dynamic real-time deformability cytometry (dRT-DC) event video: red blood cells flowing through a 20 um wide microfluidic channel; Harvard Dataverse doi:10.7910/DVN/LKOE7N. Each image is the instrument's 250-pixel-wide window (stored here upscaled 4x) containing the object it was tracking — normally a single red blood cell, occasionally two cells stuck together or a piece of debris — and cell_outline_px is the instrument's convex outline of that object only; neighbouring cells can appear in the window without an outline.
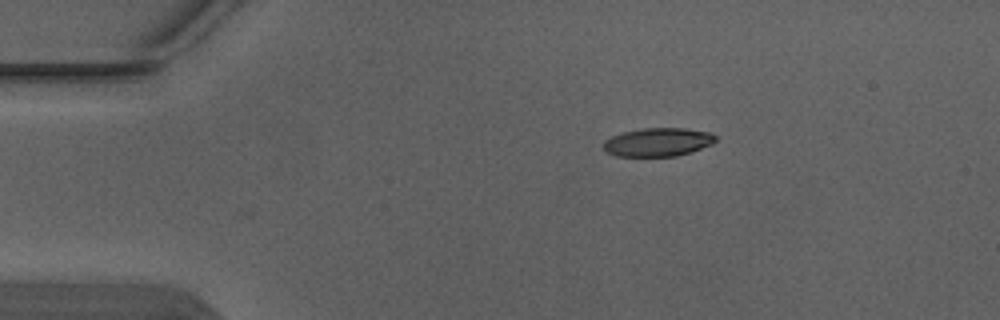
{"species": "Egyptian fruit bat (a non-hibernating species)", "species_latin": "Rousettus aegyptiacus", "temperature_condition": "warm", "stored_images_in_passage": 3, "camera_frame_rate_fps": 3000, "um_per_image_px": 0.085, "animal": {"sex": "male"}, "frame": {"image": 1, "passage_image": 1, "time_ms": 0.0, "image_size_px": [1000, 320], "cell_outline_px": [[716, 140], [712, 144], [676, 156], [616, 156], [604, 152], [604, 140], [612, 136], [624, 132], [644, 128], [684, 128], [712, 132], [716, 136]], "centroid_in_image_um": [55.91, 12.07], "position_along_channel_um": 29.1, "area_um2": 18.55}}